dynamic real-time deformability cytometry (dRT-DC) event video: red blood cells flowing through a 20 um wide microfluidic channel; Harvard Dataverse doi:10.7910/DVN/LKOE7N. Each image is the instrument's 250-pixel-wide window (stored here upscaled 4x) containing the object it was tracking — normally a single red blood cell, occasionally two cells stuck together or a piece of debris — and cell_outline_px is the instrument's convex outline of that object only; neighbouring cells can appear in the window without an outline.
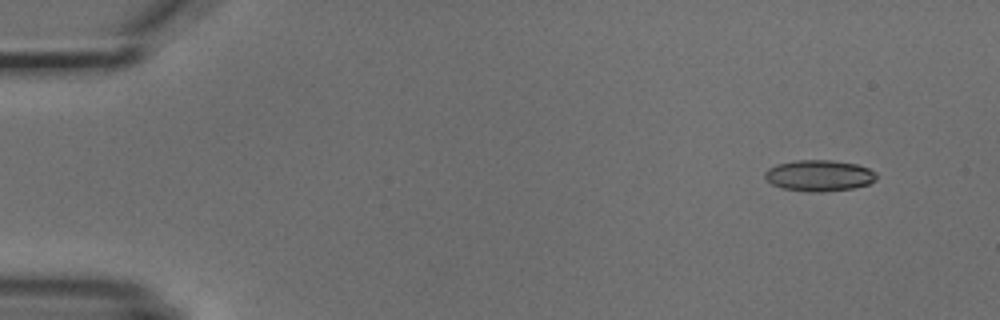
{"species": "common noctule bat (a hibernating species)", "species_latin": "Nyctalus noctula", "temperature_condition": "cold", "stored_images_in_passage": 6, "camera_frame_rate_fps": 3000, "um_per_image_px": 0.085, "animal": {"sex": "male", "body_mass_g": 18.8}, "frame": {"image": 1, "passage_image": 2, "time_ms": 1.333, "image_size_px": [1000, 320], "cell_outline_px": [[876, 180], [868, 184], [852, 188], [820, 192], [808, 192], [784, 188], [772, 184], [764, 176], [764, 172], [768, 168], [776, 164], [796, 160], [832, 160], [856, 164], [868, 168], [876, 172]], "centroid_in_image_um": [69.62, 14.92], "position_along_channel_um": 15.4, "area_um2": 20.23}}
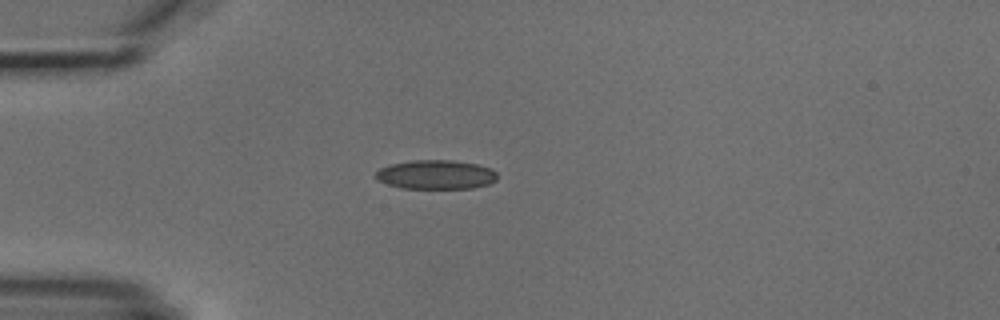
{"frame": {"image": 2, "passage_image": 5, "time_ms": 4.667, "image_size_px": [1000, 320], "cell_outline_px": [[496, 180], [488, 184], [472, 188], [400, 188], [376, 180], [372, 176], [380, 168], [392, 164], [412, 160], [452, 160], [476, 164], [492, 168], [496, 172]], "centroid_in_image_um": [37.02, 14.84], "position_along_channel_um": 48.0, "area_um2": 20.69}}